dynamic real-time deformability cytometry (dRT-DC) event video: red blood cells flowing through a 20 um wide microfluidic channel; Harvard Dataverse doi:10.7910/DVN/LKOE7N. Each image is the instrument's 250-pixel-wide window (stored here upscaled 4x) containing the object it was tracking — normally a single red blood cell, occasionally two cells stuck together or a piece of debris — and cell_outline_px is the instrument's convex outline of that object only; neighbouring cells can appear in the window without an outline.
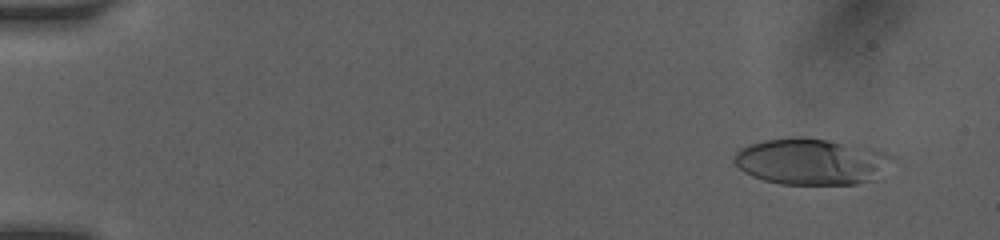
{"species": "human", "species_latin": "Homo sapiens", "temperature_condition": "room temperature", "stored_images_in_passage": 20, "camera_frame_rate_fps": 3000, "um_per_image_px": 0.085, "donor": {"sex": "female"}, "frame": {"image": 1, "passage_image": 4, "time_ms": 1.0, "image_size_px": [1000, 240], "cell_outline_px": [[888, 156], [868, 180], [856, 184], [780, 184], [764, 180], [752, 176], [744, 172], [732, 160], [736, 152], [740, 148], [764, 140], [796, 136], [800, 136], [824, 140], [868, 148], [884, 152]], "centroid_in_image_um": [68.72, 13.72], "position_along_channel_um": 16.3, "area_um2": 40.86}}
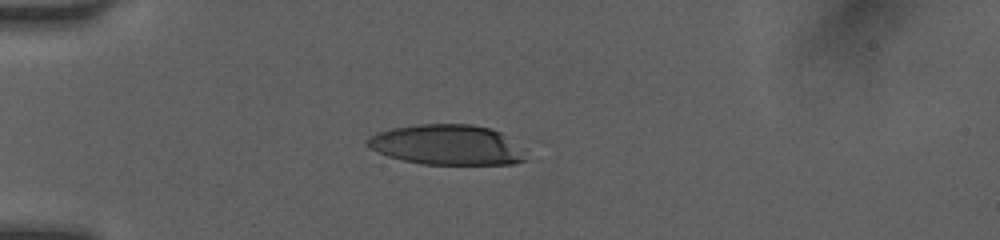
{"frame": {"image": 2, "passage_image": 16, "time_ms": 4.333, "image_size_px": [1000, 240], "cell_outline_px": [[528, 160], [512, 164], [424, 164], [404, 160], [388, 156], [364, 144], [364, 140], [368, 136], [392, 128], [416, 124], [472, 124], [492, 128], [500, 132], [524, 148]], "centroid_in_image_um": [38.04, 12.3], "position_along_channel_um": 47.0, "area_um2": 37.34}}